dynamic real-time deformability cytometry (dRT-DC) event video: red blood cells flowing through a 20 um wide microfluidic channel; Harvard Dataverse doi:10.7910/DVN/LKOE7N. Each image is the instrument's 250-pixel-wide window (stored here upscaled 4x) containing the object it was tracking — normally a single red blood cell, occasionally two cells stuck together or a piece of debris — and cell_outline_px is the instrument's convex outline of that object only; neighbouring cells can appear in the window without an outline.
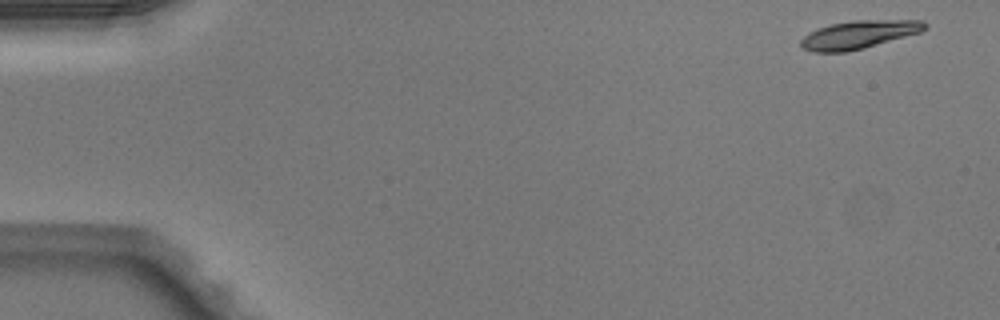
{"species": "Egyptian fruit bat (a non-hibernating species)", "species_latin": "Rousettus aegyptiacus", "temperature_condition": "warm", "stored_images_in_passage": 8, "camera_frame_rate_fps": 3000, "um_per_image_px": 0.085, "animal": {"sex": "male"}, "frame": {"image": 1, "passage_image": 1, "time_ms": 0.0, "image_size_px": [1000, 320], "cell_outline_px": [[928, 28], [920, 32], [864, 48], [848, 52], [812, 52], [804, 48], [800, 44], [800, 40], [808, 32], [816, 28], [832, 24], [852, 20], [924, 20], [928, 24]], "centroid_in_image_um": [73.0, 2.93], "position_along_channel_um": 12.0, "area_um2": 20.4}}